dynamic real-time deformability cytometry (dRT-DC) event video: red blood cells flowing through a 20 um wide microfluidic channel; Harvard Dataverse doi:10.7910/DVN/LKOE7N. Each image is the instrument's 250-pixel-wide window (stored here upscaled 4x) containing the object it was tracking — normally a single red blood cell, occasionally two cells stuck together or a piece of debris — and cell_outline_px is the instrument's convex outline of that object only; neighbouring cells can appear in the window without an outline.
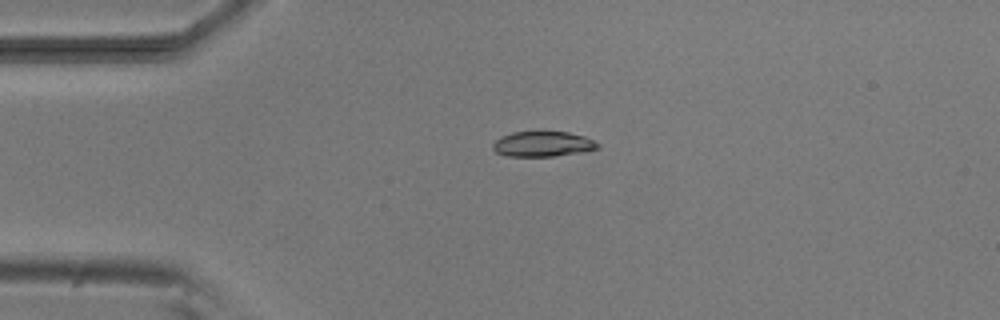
{"species": "common noctule bat (a hibernating species)", "species_latin": "Nyctalus noctula", "temperature_condition": "room temperature", "stored_images_in_passage": 4, "camera_frame_rate_fps": 3000, "um_per_image_px": 0.085, "animal": {"sex": "male", "body_mass_g": 20.5, "forearm_length_mm": 52.5}, "frame": {"image": 1, "passage_image": 4, "time_ms": 3.333, "image_size_px": [1000, 320], "cell_outline_px": [[600, 148], [580, 152], [556, 156], [508, 156], [496, 152], [492, 148], [492, 144], [500, 136], [512, 132], [568, 132], [584, 136], [600, 144]], "centroid_in_image_um": [46.12, 12.24], "position_along_channel_um": 38.9, "area_um2": 15.37}}